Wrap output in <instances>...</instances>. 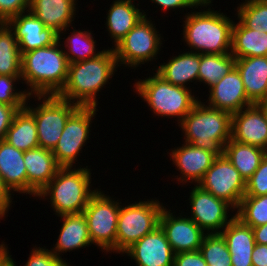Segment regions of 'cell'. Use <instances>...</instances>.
<instances>
[{
	"mask_svg": "<svg viewBox=\"0 0 267 266\" xmlns=\"http://www.w3.org/2000/svg\"><path fill=\"white\" fill-rule=\"evenodd\" d=\"M117 68L113 48L103 49L94 58L70 63L66 83L57 96L80 107H97V93L106 87Z\"/></svg>",
	"mask_w": 267,
	"mask_h": 266,
	"instance_id": "cell-1",
	"label": "cell"
},
{
	"mask_svg": "<svg viewBox=\"0 0 267 266\" xmlns=\"http://www.w3.org/2000/svg\"><path fill=\"white\" fill-rule=\"evenodd\" d=\"M213 0H205L199 12L186 13L183 23V41L191 52L198 54L231 53L232 26L234 21L221 13L211 10ZM208 6V9H207ZM211 6V7H210ZM206 9V10H205ZM193 49V50H192ZM195 50V51H194Z\"/></svg>",
	"mask_w": 267,
	"mask_h": 266,
	"instance_id": "cell-2",
	"label": "cell"
},
{
	"mask_svg": "<svg viewBox=\"0 0 267 266\" xmlns=\"http://www.w3.org/2000/svg\"><path fill=\"white\" fill-rule=\"evenodd\" d=\"M68 67L58 40L51 46L21 53V83L28 86L29 95H57L66 83Z\"/></svg>",
	"mask_w": 267,
	"mask_h": 266,
	"instance_id": "cell-3",
	"label": "cell"
},
{
	"mask_svg": "<svg viewBox=\"0 0 267 266\" xmlns=\"http://www.w3.org/2000/svg\"><path fill=\"white\" fill-rule=\"evenodd\" d=\"M178 125L184 142L222 156L225 144L231 139L232 114L199 100Z\"/></svg>",
	"mask_w": 267,
	"mask_h": 266,
	"instance_id": "cell-4",
	"label": "cell"
},
{
	"mask_svg": "<svg viewBox=\"0 0 267 266\" xmlns=\"http://www.w3.org/2000/svg\"><path fill=\"white\" fill-rule=\"evenodd\" d=\"M90 170L88 166L60 167L55 177L37 195L38 199L50 200L49 204L57 216L82 213L98 189L91 190Z\"/></svg>",
	"mask_w": 267,
	"mask_h": 266,
	"instance_id": "cell-5",
	"label": "cell"
},
{
	"mask_svg": "<svg viewBox=\"0 0 267 266\" xmlns=\"http://www.w3.org/2000/svg\"><path fill=\"white\" fill-rule=\"evenodd\" d=\"M139 80L134 84V91L148 104L153 114L168 119L177 117V124L200 100L194 92L192 94V89L170 84L154 72L153 76Z\"/></svg>",
	"mask_w": 267,
	"mask_h": 266,
	"instance_id": "cell-6",
	"label": "cell"
},
{
	"mask_svg": "<svg viewBox=\"0 0 267 266\" xmlns=\"http://www.w3.org/2000/svg\"><path fill=\"white\" fill-rule=\"evenodd\" d=\"M164 203L159 199L120 205L116 233V253L124 254L135 242L159 226Z\"/></svg>",
	"mask_w": 267,
	"mask_h": 266,
	"instance_id": "cell-7",
	"label": "cell"
},
{
	"mask_svg": "<svg viewBox=\"0 0 267 266\" xmlns=\"http://www.w3.org/2000/svg\"><path fill=\"white\" fill-rule=\"evenodd\" d=\"M37 97L35 107L28 104L29 100ZM80 106L59 98L57 95H29L25 108L34 116L37 126L39 147L53 150L57 145L68 118Z\"/></svg>",
	"mask_w": 267,
	"mask_h": 266,
	"instance_id": "cell-8",
	"label": "cell"
},
{
	"mask_svg": "<svg viewBox=\"0 0 267 266\" xmlns=\"http://www.w3.org/2000/svg\"><path fill=\"white\" fill-rule=\"evenodd\" d=\"M154 25L151 19L144 16L113 47L118 67L123 65L135 70L136 67H141V64L157 60L163 38Z\"/></svg>",
	"mask_w": 267,
	"mask_h": 266,
	"instance_id": "cell-9",
	"label": "cell"
},
{
	"mask_svg": "<svg viewBox=\"0 0 267 266\" xmlns=\"http://www.w3.org/2000/svg\"><path fill=\"white\" fill-rule=\"evenodd\" d=\"M119 199L106 195L101 189L91 196L83 214L87 221L92 244L106 253L116 252L117 221L120 211Z\"/></svg>",
	"mask_w": 267,
	"mask_h": 266,
	"instance_id": "cell-10",
	"label": "cell"
},
{
	"mask_svg": "<svg viewBox=\"0 0 267 266\" xmlns=\"http://www.w3.org/2000/svg\"><path fill=\"white\" fill-rule=\"evenodd\" d=\"M97 111V107H79L68 118L61 137L52 150L60 167H76L75 162L78 161L79 153H82L80 151L90 138L92 118H95Z\"/></svg>",
	"mask_w": 267,
	"mask_h": 266,
	"instance_id": "cell-11",
	"label": "cell"
},
{
	"mask_svg": "<svg viewBox=\"0 0 267 266\" xmlns=\"http://www.w3.org/2000/svg\"><path fill=\"white\" fill-rule=\"evenodd\" d=\"M197 185L225 200L236 210L245 195L246 181L223 154L214 160Z\"/></svg>",
	"mask_w": 267,
	"mask_h": 266,
	"instance_id": "cell-12",
	"label": "cell"
},
{
	"mask_svg": "<svg viewBox=\"0 0 267 266\" xmlns=\"http://www.w3.org/2000/svg\"><path fill=\"white\" fill-rule=\"evenodd\" d=\"M188 200L189 206H191V216L189 218L204 232L206 231V234L221 233L236 216L228 214L229 210L233 209V212L235 210L231 204L215 197L198 185H194ZM230 216L231 218H229Z\"/></svg>",
	"mask_w": 267,
	"mask_h": 266,
	"instance_id": "cell-13",
	"label": "cell"
},
{
	"mask_svg": "<svg viewBox=\"0 0 267 266\" xmlns=\"http://www.w3.org/2000/svg\"><path fill=\"white\" fill-rule=\"evenodd\" d=\"M173 213L165 206L160 215L159 226L164 231L174 254L198 251L206 232L189 216L183 217L181 212L176 217Z\"/></svg>",
	"mask_w": 267,
	"mask_h": 266,
	"instance_id": "cell-14",
	"label": "cell"
},
{
	"mask_svg": "<svg viewBox=\"0 0 267 266\" xmlns=\"http://www.w3.org/2000/svg\"><path fill=\"white\" fill-rule=\"evenodd\" d=\"M231 138L267 151L265 103H255L232 114Z\"/></svg>",
	"mask_w": 267,
	"mask_h": 266,
	"instance_id": "cell-15",
	"label": "cell"
},
{
	"mask_svg": "<svg viewBox=\"0 0 267 266\" xmlns=\"http://www.w3.org/2000/svg\"><path fill=\"white\" fill-rule=\"evenodd\" d=\"M6 24L15 34L20 53L51 46L58 41V33L45 27L30 11L10 18Z\"/></svg>",
	"mask_w": 267,
	"mask_h": 266,
	"instance_id": "cell-16",
	"label": "cell"
},
{
	"mask_svg": "<svg viewBox=\"0 0 267 266\" xmlns=\"http://www.w3.org/2000/svg\"><path fill=\"white\" fill-rule=\"evenodd\" d=\"M173 149L169 154L171 161L180 172L179 177L178 175L175 177L182 185H186L188 182L197 185L218 157L209 150L195 147L186 142L182 146Z\"/></svg>",
	"mask_w": 267,
	"mask_h": 266,
	"instance_id": "cell-17",
	"label": "cell"
},
{
	"mask_svg": "<svg viewBox=\"0 0 267 266\" xmlns=\"http://www.w3.org/2000/svg\"><path fill=\"white\" fill-rule=\"evenodd\" d=\"M125 253L136 266H173L174 262V252L160 226L135 242Z\"/></svg>",
	"mask_w": 267,
	"mask_h": 266,
	"instance_id": "cell-18",
	"label": "cell"
},
{
	"mask_svg": "<svg viewBox=\"0 0 267 266\" xmlns=\"http://www.w3.org/2000/svg\"><path fill=\"white\" fill-rule=\"evenodd\" d=\"M208 106L231 114L252 105L246 96L241 76L236 68L208 88Z\"/></svg>",
	"mask_w": 267,
	"mask_h": 266,
	"instance_id": "cell-19",
	"label": "cell"
},
{
	"mask_svg": "<svg viewBox=\"0 0 267 266\" xmlns=\"http://www.w3.org/2000/svg\"><path fill=\"white\" fill-rule=\"evenodd\" d=\"M78 0H30L29 11L43 22L45 27L58 33V40L69 30L76 17ZM76 6V7H75Z\"/></svg>",
	"mask_w": 267,
	"mask_h": 266,
	"instance_id": "cell-20",
	"label": "cell"
},
{
	"mask_svg": "<svg viewBox=\"0 0 267 266\" xmlns=\"http://www.w3.org/2000/svg\"><path fill=\"white\" fill-rule=\"evenodd\" d=\"M23 158L28 178V194L36 198L55 177L60 166L52 150L42 147L24 151Z\"/></svg>",
	"mask_w": 267,
	"mask_h": 266,
	"instance_id": "cell-21",
	"label": "cell"
},
{
	"mask_svg": "<svg viewBox=\"0 0 267 266\" xmlns=\"http://www.w3.org/2000/svg\"><path fill=\"white\" fill-rule=\"evenodd\" d=\"M24 151L19 150L7 141L0 140V176L6 189L13 192L28 194V178L24 165Z\"/></svg>",
	"mask_w": 267,
	"mask_h": 266,
	"instance_id": "cell-22",
	"label": "cell"
},
{
	"mask_svg": "<svg viewBox=\"0 0 267 266\" xmlns=\"http://www.w3.org/2000/svg\"><path fill=\"white\" fill-rule=\"evenodd\" d=\"M246 96L253 104L267 103V56L236 59Z\"/></svg>",
	"mask_w": 267,
	"mask_h": 266,
	"instance_id": "cell-23",
	"label": "cell"
},
{
	"mask_svg": "<svg viewBox=\"0 0 267 266\" xmlns=\"http://www.w3.org/2000/svg\"><path fill=\"white\" fill-rule=\"evenodd\" d=\"M231 256L232 266H252V252L255 239L252 227L236 216L221 231Z\"/></svg>",
	"mask_w": 267,
	"mask_h": 266,
	"instance_id": "cell-24",
	"label": "cell"
},
{
	"mask_svg": "<svg viewBox=\"0 0 267 266\" xmlns=\"http://www.w3.org/2000/svg\"><path fill=\"white\" fill-rule=\"evenodd\" d=\"M62 220L60 234L51 251L60 259L62 253L92 245L86 218L82 213L58 216Z\"/></svg>",
	"mask_w": 267,
	"mask_h": 266,
	"instance_id": "cell-25",
	"label": "cell"
},
{
	"mask_svg": "<svg viewBox=\"0 0 267 266\" xmlns=\"http://www.w3.org/2000/svg\"><path fill=\"white\" fill-rule=\"evenodd\" d=\"M135 0H114L110 5L106 17V28L114 42L115 47L120 40L139 22L141 18L146 16L144 10L138 9Z\"/></svg>",
	"mask_w": 267,
	"mask_h": 266,
	"instance_id": "cell-26",
	"label": "cell"
},
{
	"mask_svg": "<svg viewBox=\"0 0 267 266\" xmlns=\"http://www.w3.org/2000/svg\"><path fill=\"white\" fill-rule=\"evenodd\" d=\"M199 66L200 54L184 51L170 58L167 63L159 64L155 72L170 84L189 88L187 85L190 82L198 81Z\"/></svg>",
	"mask_w": 267,
	"mask_h": 266,
	"instance_id": "cell-27",
	"label": "cell"
},
{
	"mask_svg": "<svg viewBox=\"0 0 267 266\" xmlns=\"http://www.w3.org/2000/svg\"><path fill=\"white\" fill-rule=\"evenodd\" d=\"M231 54L236 58L267 56V33L245 27L239 20L232 26Z\"/></svg>",
	"mask_w": 267,
	"mask_h": 266,
	"instance_id": "cell-28",
	"label": "cell"
},
{
	"mask_svg": "<svg viewBox=\"0 0 267 266\" xmlns=\"http://www.w3.org/2000/svg\"><path fill=\"white\" fill-rule=\"evenodd\" d=\"M223 154L246 181L258 169L267 151L249 144L237 142L231 138L225 144Z\"/></svg>",
	"mask_w": 267,
	"mask_h": 266,
	"instance_id": "cell-29",
	"label": "cell"
},
{
	"mask_svg": "<svg viewBox=\"0 0 267 266\" xmlns=\"http://www.w3.org/2000/svg\"><path fill=\"white\" fill-rule=\"evenodd\" d=\"M4 140L22 151L39 147L35 118L25 107L15 114Z\"/></svg>",
	"mask_w": 267,
	"mask_h": 266,
	"instance_id": "cell-30",
	"label": "cell"
},
{
	"mask_svg": "<svg viewBox=\"0 0 267 266\" xmlns=\"http://www.w3.org/2000/svg\"><path fill=\"white\" fill-rule=\"evenodd\" d=\"M236 65V58L231 54H200L198 82L213 86Z\"/></svg>",
	"mask_w": 267,
	"mask_h": 266,
	"instance_id": "cell-31",
	"label": "cell"
},
{
	"mask_svg": "<svg viewBox=\"0 0 267 266\" xmlns=\"http://www.w3.org/2000/svg\"><path fill=\"white\" fill-rule=\"evenodd\" d=\"M0 75L21 76L18 41L6 23H0Z\"/></svg>",
	"mask_w": 267,
	"mask_h": 266,
	"instance_id": "cell-32",
	"label": "cell"
},
{
	"mask_svg": "<svg viewBox=\"0 0 267 266\" xmlns=\"http://www.w3.org/2000/svg\"><path fill=\"white\" fill-rule=\"evenodd\" d=\"M71 35H68L64 44L61 43L68 63H76L96 57L102 51H96V40L91 31L76 30L72 27ZM65 45V47L63 46ZM67 50H66V49ZM97 52V53H96Z\"/></svg>",
	"mask_w": 267,
	"mask_h": 266,
	"instance_id": "cell-33",
	"label": "cell"
},
{
	"mask_svg": "<svg viewBox=\"0 0 267 266\" xmlns=\"http://www.w3.org/2000/svg\"><path fill=\"white\" fill-rule=\"evenodd\" d=\"M235 212L236 217L250 227L267 224V194L244 196Z\"/></svg>",
	"mask_w": 267,
	"mask_h": 266,
	"instance_id": "cell-34",
	"label": "cell"
},
{
	"mask_svg": "<svg viewBox=\"0 0 267 266\" xmlns=\"http://www.w3.org/2000/svg\"><path fill=\"white\" fill-rule=\"evenodd\" d=\"M199 251L208 266H232L229 249L221 233L206 234Z\"/></svg>",
	"mask_w": 267,
	"mask_h": 266,
	"instance_id": "cell-35",
	"label": "cell"
},
{
	"mask_svg": "<svg viewBox=\"0 0 267 266\" xmlns=\"http://www.w3.org/2000/svg\"><path fill=\"white\" fill-rule=\"evenodd\" d=\"M236 14L245 27L267 33V0H245L238 5Z\"/></svg>",
	"mask_w": 267,
	"mask_h": 266,
	"instance_id": "cell-36",
	"label": "cell"
},
{
	"mask_svg": "<svg viewBox=\"0 0 267 266\" xmlns=\"http://www.w3.org/2000/svg\"><path fill=\"white\" fill-rule=\"evenodd\" d=\"M21 80V76L0 75V104L10 106H25L29 94L26 89H16L15 84ZM16 89V90H15Z\"/></svg>",
	"mask_w": 267,
	"mask_h": 266,
	"instance_id": "cell-37",
	"label": "cell"
},
{
	"mask_svg": "<svg viewBox=\"0 0 267 266\" xmlns=\"http://www.w3.org/2000/svg\"><path fill=\"white\" fill-rule=\"evenodd\" d=\"M267 194V154L253 175L246 180L244 196H260Z\"/></svg>",
	"mask_w": 267,
	"mask_h": 266,
	"instance_id": "cell-38",
	"label": "cell"
},
{
	"mask_svg": "<svg viewBox=\"0 0 267 266\" xmlns=\"http://www.w3.org/2000/svg\"><path fill=\"white\" fill-rule=\"evenodd\" d=\"M66 260L58 258L46 247H36L31 250L28 261L24 266H69Z\"/></svg>",
	"mask_w": 267,
	"mask_h": 266,
	"instance_id": "cell-39",
	"label": "cell"
},
{
	"mask_svg": "<svg viewBox=\"0 0 267 266\" xmlns=\"http://www.w3.org/2000/svg\"><path fill=\"white\" fill-rule=\"evenodd\" d=\"M30 0H0V23L29 11Z\"/></svg>",
	"mask_w": 267,
	"mask_h": 266,
	"instance_id": "cell-40",
	"label": "cell"
},
{
	"mask_svg": "<svg viewBox=\"0 0 267 266\" xmlns=\"http://www.w3.org/2000/svg\"><path fill=\"white\" fill-rule=\"evenodd\" d=\"M25 106H10L0 104V140L5 139L15 114Z\"/></svg>",
	"mask_w": 267,
	"mask_h": 266,
	"instance_id": "cell-41",
	"label": "cell"
},
{
	"mask_svg": "<svg viewBox=\"0 0 267 266\" xmlns=\"http://www.w3.org/2000/svg\"><path fill=\"white\" fill-rule=\"evenodd\" d=\"M173 266H208L201 252H180L174 254Z\"/></svg>",
	"mask_w": 267,
	"mask_h": 266,
	"instance_id": "cell-42",
	"label": "cell"
},
{
	"mask_svg": "<svg viewBox=\"0 0 267 266\" xmlns=\"http://www.w3.org/2000/svg\"><path fill=\"white\" fill-rule=\"evenodd\" d=\"M153 1L152 3H155L160 6L163 11L167 10H178L179 8H191L193 10L198 9L199 6L205 1V0H150Z\"/></svg>",
	"mask_w": 267,
	"mask_h": 266,
	"instance_id": "cell-43",
	"label": "cell"
},
{
	"mask_svg": "<svg viewBox=\"0 0 267 266\" xmlns=\"http://www.w3.org/2000/svg\"><path fill=\"white\" fill-rule=\"evenodd\" d=\"M251 259L252 266H267V245L255 244Z\"/></svg>",
	"mask_w": 267,
	"mask_h": 266,
	"instance_id": "cell-44",
	"label": "cell"
},
{
	"mask_svg": "<svg viewBox=\"0 0 267 266\" xmlns=\"http://www.w3.org/2000/svg\"><path fill=\"white\" fill-rule=\"evenodd\" d=\"M12 194L6 189L0 176V208L7 214L12 207Z\"/></svg>",
	"mask_w": 267,
	"mask_h": 266,
	"instance_id": "cell-45",
	"label": "cell"
},
{
	"mask_svg": "<svg viewBox=\"0 0 267 266\" xmlns=\"http://www.w3.org/2000/svg\"><path fill=\"white\" fill-rule=\"evenodd\" d=\"M4 241L0 244V266H16Z\"/></svg>",
	"mask_w": 267,
	"mask_h": 266,
	"instance_id": "cell-46",
	"label": "cell"
},
{
	"mask_svg": "<svg viewBox=\"0 0 267 266\" xmlns=\"http://www.w3.org/2000/svg\"><path fill=\"white\" fill-rule=\"evenodd\" d=\"M256 244L267 245V224L252 227Z\"/></svg>",
	"mask_w": 267,
	"mask_h": 266,
	"instance_id": "cell-47",
	"label": "cell"
},
{
	"mask_svg": "<svg viewBox=\"0 0 267 266\" xmlns=\"http://www.w3.org/2000/svg\"><path fill=\"white\" fill-rule=\"evenodd\" d=\"M6 216V213L0 208V219L2 220V218L4 219V217Z\"/></svg>",
	"mask_w": 267,
	"mask_h": 266,
	"instance_id": "cell-48",
	"label": "cell"
},
{
	"mask_svg": "<svg viewBox=\"0 0 267 266\" xmlns=\"http://www.w3.org/2000/svg\"><path fill=\"white\" fill-rule=\"evenodd\" d=\"M265 109H266V114H267V103H265Z\"/></svg>",
	"mask_w": 267,
	"mask_h": 266,
	"instance_id": "cell-49",
	"label": "cell"
}]
</instances>
